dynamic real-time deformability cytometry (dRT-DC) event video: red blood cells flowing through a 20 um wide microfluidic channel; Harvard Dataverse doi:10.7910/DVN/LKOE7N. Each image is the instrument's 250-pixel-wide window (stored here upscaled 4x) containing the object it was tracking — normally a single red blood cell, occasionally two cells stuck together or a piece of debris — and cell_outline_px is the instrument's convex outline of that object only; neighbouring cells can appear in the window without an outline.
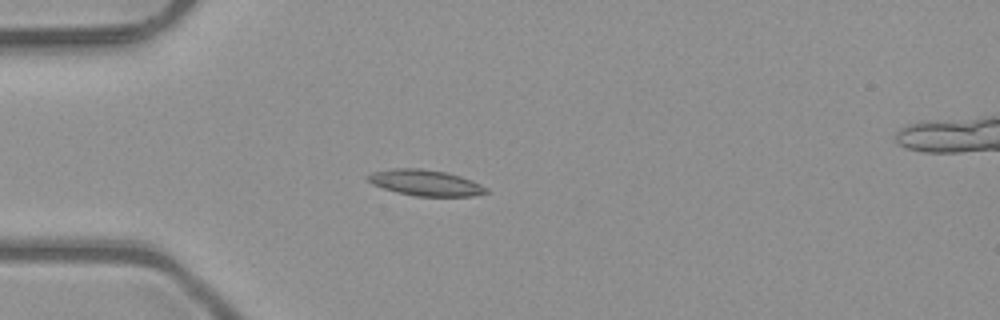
{"species": "common noctule bat (a hibernating species)", "species_latin": "Nyctalus noctula", "temperature_condition": "room temperature", "stored_images_in_passage": 5, "camera_frame_rate_fps": 3000, "um_per_image_px": 0.085, "animal": {"sex": "male", "body_mass_g": 23.1, "forearm_length_mm": 52.7}, "frame": {"image": 1, "passage_image": 5, "time_ms": 1.333, "image_size_px": [1000, 320], "cell_outline_px": [[488, 192], [472, 196], [416, 196], [396, 192], [372, 184], [364, 176], [372, 172], [392, 168], [420, 168], [448, 172], [472, 180], [488, 188]], "centroid_in_image_um": [36.15, 15.52], "position_along_channel_um": 48.9, "area_um2": 17.98}}